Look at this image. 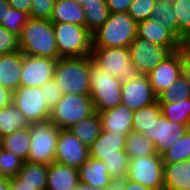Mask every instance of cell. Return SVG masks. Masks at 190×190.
I'll list each match as a JSON object with an SVG mask.
<instances>
[{
	"label": "cell",
	"mask_w": 190,
	"mask_h": 190,
	"mask_svg": "<svg viewBox=\"0 0 190 190\" xmlns=\"http://www.w3.org/2000/svg\"><path fill=\"white\" fill-rule=\"evenodd\" d=\"M19 51L28 56L61 59L50 20L29 18L21 29Z\"/></svg>",
	"instance_id": "1"
},
{
	"label": "cell",
	"mask_w": 190,
	"mask_h": 190,
	"mask_svg": "<svg viewBox=\"0 0 190 190\" xmlns=\"http://www.w3.org/2000/svg\"><path fill=\"white\" fill-rule=\"evenodd\" d=\"M92 57L61 58L57 61L53 79L62 94L90 96V69Z\"/></svg>",
	"instance_id": "2"
},
{
	"label": "cell",
	"mask_w": 190,
	"mask_h": 190,
	"mask_svg": "<svg viewBox=\"0 0 190 190\" xmlns=\"http://www.w3.org/2000/svg\"><path fill=\"white\" fill-rule=\"evenodd\" d=\"M137 37V22L128 13H110L102 27L92 33V47L129 48Z\"/></svg>",
	"instance_id": "3"
},
{
	"label": "cell",
	"mask_w": 190,
	"mask_h": 190,
	"mask_svg": "<svg viewBox=\"0 0 190 190\" xmlns=\"http://www.w3.org/2000/svg\"><path fill=\"white\" fill-rule=\"evenodd\" d=\"M90 97L96 112L106 111L121 104L122 83L107 73L93 60L90 69Z\"/></svg>",
	"instance_id": "4"
},
{
	"label": "cell",
	"mask_w": 190,
	"mask_h": 190,
	"mask_svg": "<svg viewBox=\"0 0 190 190\" xmlns=\"http://www.w3.org/2000/svg\"><path fill=\"white\" fill-rule=\"evenodd\" d=\"M55 41L60 58L90 56L92 33L85 27L73 23H53Z\"/></svg>",
	"instance_id": "5"
},
{
	"label": "cell",
	"mask_w": 190,
	"mask_h": 190,
	"mask_svg": "<svg viewBox=\"0 0 190 190\" xmlns=\"http://www.w3.org/2000/svg\"><path fill=\"white\" fill-rule=\"evenodd\" d=\"M91 57L100 68L116 76L121 83L141 75L132 63L129 48L92 47Z\"/></svg>",
	"instance_id": "6"
},
{
	"label": "cell",
	"mask_w": 190,
	"mask_h": 190,
	"mask_svg": "<svg viewBox=\"0 0 190 190\" xmlns=\"http://www.w3.org/2000/svg\"><path fill=\"white\" fill-rule=\"evenodd\" d=\"M30 151L27 161L49 165L54 162L60 128L49 120L30 123Z\"/></svg>",
	"instance_id": "7"
},
{
	"label": "cell",
	"mask_w": 190,
	"mask_h": 190,
	"mask_svg": "<svg viewBox=\"0 0 190 190\" xmlns=\"http://www.w3.org/2000/svg\"><path fill=\"white\" fill-rule=\"evenodd\" d=\"M94 112V106L89 95L64 94L51 109L49 121L60 129H68Z\"/></svg>",
	"instance_id": "8"
},
{
	"label": "cell",
	"mask_w": 190,
	"mask_h": 190,
	"mask_svg": "<svg viewBox=\"0 0 190 190\" xmlns=\"http://www.w3.org/2000/svg\"><path fill=\"white\" fill-rule=\"evenodd\" d=\"M127 177L133 182L155 190L164 187V163L162 156L154 154L129 160Z\"/></svg>",
	"instance_id": "9"
},
{
	"label": "cell",
	"mask_w": 190,
	"mask_h": 190,
	"mask_svg": "<svg viewBox=\"0 0 190 190\" xmlns=\"http://www.w3.org/2000/svg\"><path fill=\"white\" fill-rule=\"evenodd\" d=\"M13 105L24 114L29 123L50 119L51 109L44 101L43 90L38 87H19L12 92Z\"/></svg>",
	"instance_id": "10"
},
{
	"label": "cell",
	"mask_w": 190,
	"mask_h": 190,
	"mask_svg": "<svg viewBox=\"0 0 190 190\" xmlns=\"http://www.w3.org/2000/svg\"><path fill=\"white\" fill-rule=\"evenodd\" d=\"M130 58L139 73L148 75L160 62L168 58L173 51L148 40L136 37L129 46Z\"/></svg>",
	"instance_id": "11"
},
{
	"label": "cell",
	"mask_w": 190,
	"mask_h": 190,
	"mask_svg": "<svg viewBox=\"0 0 190 190\" xmlns=\"http://www.w3.org/2000/svg\"><path fill=\"white\" fill-rule=\"evenodd\" d=\"M88 158V147L84 146L81 140L67 129H61L57 138L54 161L79 169Z\"/></svg>",
	"instance_id": "12"
},
{
	"label": "cell",
	"mask_w": 190,
	"mask_h": 190,
	"mask_svg": "<svg viewBox=\"0 0 190 190\" xmlns=\"http://www.w3.org/2000/svg\"><path fill=\"white\" fill-rule=\"evenodd\" d=\"M121 89V104L127 106L133 112L157 101V95L151 87L147 75L141 74L129 82L122 83Z\"/></svg>",
	"instance_id": "13"
},
{
	"label": "cell",
	"mask_w": 190,
	"mask_h": 190,
	"mask_svg": "<svg viewBox=\"0 0 190 190\" xmlns=\"http://www.w3.org/2000/svg\"><path fill=\"white\" fill-rule=\"evenodd\" d=\"M58 60L23 54L21 87H38L53 78Z\"/></svg>",
	"instance_id": "14"
},
{
	"label": "cell",
	"mask_w": 190,
	"mask_h": 190,
	"mask_svg": "<svg viewBox=\"0 0 190 190\" xmlns=\"http://www.w3.org/2000/svg\"><path fill=\"white\" fill-rule=\"evenodd\" d=\"M189 128L190 126L168 120L161 115L158 121L151 127L150 136L145 137L154 142L156 153L162 155L177 139L183 136Z\"/></svg>",
	"instance_id": "15"
},
{
	"label": "cell",
	"mask_w": 190,
	"mask_h": 190,
	"mask_svg": "<svg viewBox=\"0 0 190 190\" xmlns=\"http://www.w3.org/2000/svg\"><path fill=\"white\" fill-rule=\"evenodd\" d=\"M182 75L181 55L179 50L160 62L147 76L151 87L158 96L169 88Z\"/></svg>",
	"instance_id": "16"
},
{
	"label": "cell",
	"mask_w": 190,
	"mask_h": 190,
	"mask_svg": "<svg viewBox=\"0 0 190 190\" xmlns=\"http://www.w3.org/2000/svg\"><path fill=\"white\" fill-rule=\"evenodd\" d=\"M137 37L153 42L173 52L179 49V40L162 23L147 19L137 23Z\"/></svg>",
	"instance_id": "17"
},
{
	"label": "cell",
	"mask_w": 190,
	"mask_h": 190,
	"mask_svg": "<svg viewBox=\"0 0 190 190\" xmlns=\"http://www.w3.org/2000/svg\"><path fill=\"white\" fill-rule=\"evenodd\" d=\"M23 53L16 51L0 56V86L14 92L21 87Z\"/></svg>",
	"instance_id": "18"
},
{
	"label": "cell",
	"mask_w": 190,
	"mask_h": 190,
	"mask_svg": "<svg viewBox=\"0 0 190 190\" xmlns=\"http://www.w3.org/2000/svg\"><path fill=\"white\" fill-rule=\"evenodd\" d=\"M102 130L116 134H129L132 128L134 112L125 105H118L106 111L98 112Z\"/></svg>",
	"instance_id": "19"
},
{
	"label": "cell",
	"mask_w": 190,
	"mask_h": 190,
	"mask_svg": "<svg viewBox=\"0 0 190 190\" xmlns=\"http://www.w3.org/2000/svg\"><path fill=\"white\" fill-rule=\"evenodd\" d=\"M127 135L101 130L100 135L88 148L89 157L102 160L103 157L119 155V150H125Z\"/></svg>",
	"instance_id": "20"
},
{
	"label": "cell",
	"mask_w": 190,
	"mask_h": 190,
	"mask_svg": "<svg viewBox=\"0 0 190 190\" xmlns=\"http://www.w3.org/2000/svg\"><path fill=\"white\" fill-rule=\"evenodd\" d=\"M78 183V169L55 161L48 165L46 190H69Z\"/></svg>",
	"instance_id": "21"
},
{
	"label": "cell",
	"mask_w": 190,
	"mask_h": 190,
	"mask_svg": "<svg viewBox=\"0 0 190 190\" xmlns=\"http://www.w3.org/2000/svg\"><path fill=\"white\" fill-rule=\"evenodd\" d=\"M164 187L170 190H190V159L164 163Z\"/></svg>",
	"instance_id": "22"
},
{
	"label": "cell",
	"mask_w": 190,
	"mask_h": 190,
	"mask_svg": "<svg viewBox=\"0 0 190 190\" xmlns=\"http://www.w3.org/2000/svg\"><path fill=\"white\" fill-rule=\"evenodd\" d=\"M79 170V182L89 186L107 188L111 179L108 169L102 160L89 157Z\"/></svg>",
	"instance_id": "23"
},
{
	"label": "cell",
	"mask_w": 190,
	"mask_h": 190,
	"mask_svg": "<svg viewBox=\"0 0 190 190\" xmlns=\"http://www.w3.org/2000/svg\"><path fill=\"white\" fill-rule=\"evenodd\" d=\"M52 23H73L85 26L83 6L74 0H56L50 18Z\"/></svg>",
	"instance_id": "24"
},
{
	"label": "cell",
	"mask_w": 190,
	"mask_h": 190,
	"mask_svg": "<svg viewBox=\"0 0 190 190\" xmlns=\"http://www.w3.org/2000/svg\"><path fill=\"white\" fill-rule=\"evenodd\" d=\"M47 165L23 161L18 174V186L33 187L35 190H46Z\"/></svg>",
	"instance_id": "25"
},
{
	"label": "cell",
	"mask_w": 190,
	"mask_h": 190,
	"mask_svg": "<svg viewBox=\"0 0 190 190\" xmlns=\"http://www.w3.org/2000/svg\"><path fill=\"white\" fill-rule=\"evenodd\" d=\"M67 130L77 136L83 145L89 148L100 135L102 130L101 118L98 112L95 111L92 115L73 124Z\"/></svg>",
	"instance_id": "26"
},
{
	"label": "cell",
	"mask_w": 190,
	"mask_h": 190,
	"mask_svg": "<svg viewBox=\"0 0 190 190\" xmlns=\"http://www.w3.org/2000/svg\"><path fill=\"white\" fill-rule=\"evenodd\" d=\"M161 115V105L158 101L138 109L134 112L131 131L150 136L151 127Z\"/></svg>",
	"instance_id": "27"
},
{
	"label": "cell",
	"mask_w": 190,
	"mask_h": 190,
	"mask_svg": "<svg viewBox=\"0 0 190 190\" xmlns=\"http://www.w3.org/2000/svg\"><path fill=\"white\" fill-rule=\"evenodd\" d=\"M30 127L17 129L10 135L2 137L1 149L10 151L27 161L30 151Z\"/></svg>",
	"instance_id": "28"
},
{
	"label": "cell",
	"mask_w": 190,
	"mask_h": 190,
	"mask_svg": "<svg viewBox=\"0 0 190 190\" xmlns=\"http://www.w3.org/2000/svg\"><path fill=\"white\" fill-rule=\"evenodd\" d=\"M30 123L14 105L0 109V135L1 137L10 135L17 129L29 127Z\"/></svg>",
	"instance_id": "29"
},
{
	"label": "cell",
	"mask_w": 190,
	"mask_h": 190,
	"mask_svg": "<svg viewBox=\"0 0 190 190\" xmlns=\"http://www.w3.org/2000/svg\"><path fill=\"white\" fill-rule=\"evenodd\" d=\"M82 6L85 13V27L91 33L102 27L108 20L110 12L105 0L86 2Z\"/></svg>",
	"instance_id": "30"
},
{
	"label": "cell",
	"mask_w": 190,
	"mask_h": 190,
	"mask_svg": "<svg viewBox=\"0 0 190 190\" xmlns=\"http://www.w3.org/2000/svg\"><path fill=\"white\" fill-rule=\"evenodd\" d=\"M149 19L162 23L178 40L180 39L182 32L179 30L178 19L174 14L171 2L157 1Z\"/></svg>",
	"instance_id": "31"
},
{
	"label": "cell",
	"mask_w": 190,
	"mask_h": 190,
	"mask_svg": "<svg viewBox=\"0 0 190 190\" xmlns=\"http://www.w3.org/2000/svg\"><path fill=\"white\" fill-rule=\"evenodd\" d=\"M128 159L156 154L154 142L147 139L143 133L131 131L126 136L125 150Z\"/></svg>",
	"instance_id": "32"
},
{
	"label": "cell",
	"mask_w": 190,
	"mask_h": 190,
	"mask_svg": "<svg viewBox=\"0 0 190 190\" xmlns=\"http://www.w3.org/2000/svg\"><path fill=\"white\" fill-rule=\"evenodd\" d=\"M162 115L171 121L190 126V98L179 103H159Z\"/></svg>",
	"instance_id": "33"
},
{
	"label": "cell",
	"mask_w": 190,
	"mask_h": 190,
	"mask_svg": "<svg viewBox=\"0 0 190 190\" xmlns=\"http://www.w3.org/2000/svg\"><path fill=\"white\" fill-rule=\"evenodd\" d=\"M190 98V84L181 75L168 89L157 96L158 103H179L181 100Z\"/></svg>",
	"instance_id": "34"
},
{
	"label": "cell",
	"mask_w": 190,
	"mask_h": 190,
	"mask_svg": "<svg viewBox=\"0 0 190 190\" xmlns=\"http://www.w3.org/2000/svg\"><path fill=\"white\" fill-rule=\"evenodd\" d=\"M161 156L163 163H175L190 159V128Z\"/></svg>",
	"instance_id": "35"
},
{
	"label": "cell",
	"mask_w": 190,
	"mask_h": 190,
	"mask_svg": "<svg viewBox=\"0 0 190 190\" xmlns=\"http://www.w3.org/2000/svg\"><path fill=\"white\" fill-rule=\"evenodd\" d=\"M29 18L30 17L27 13L18 11L13 7H9L0 25L19 36L21 29L27 23Z\"/></svg>",
	"instance_id": "36"
},
{
	"label": "cell",
	"mask_w": 190,
	"mask_h": 190,
	"mask_svg": "<svg viewBox=\"0 0 190 190\" xmlns=\"http://www.w3.org/2000/svg\"><path fill=\"white\" fill-rule=\"evenodd\" d=\"M104 165L108 169V174L112 176L127 175L129 168V159L124 150H119V155L103 157Z\"/></svg>",
	"instance_id": "37"
},
{
	"label": "cell",
	"mask_w": 190,
	"mask_h": 190,
	"mask_svg": "<svg viewBox=\"0 0 190 190\" xmlns=\"http://www.w3.org/2000/svg\"><path fill=\"white\" fill-rule=\"evenodd\" d=\"M22 164L23 160L19 156L0 148V169L5 178L15 177Z\"/></svg>",
	"instance_id": "38"
},
{
	"label": "cell",
	"mask_w": 190,
	"mask_h": 190,
	"mask_svg": "<svg viewBox=\"0 0 190 190\" xmlns=\"http://www.w3.org/2000/svg\"><path fill=\"white\" fill-rule=\"evenodd\" d=\"M157 0H132L128 15L137 23L149 19V15Z\"/></svg>",
	"instance_id": "39"
},
{
	"label": "cell",
	"mask_w": 190,
	"mask_h": 190,
	"mask_svg": "<svg viewBox=\"0 0 190 190\" xmlns=\"http://www.w3.org/2000/svg\"><path fill=\"white\" fill-rule=\"evenodd\" d=\"M171 4L178 19L179 30L183 32L190 26V0H174Z\"/></svg>",
	"instance_id": "40"
},
{
	"label": "cell",
	"mask_w": 190,
	"mask_h": 190,
	"mask_svg": "<svg viewBox=\"0 0 190 190\" xmlns=\"http://www.w3.org/2000/svg\"><path fill=\"white\" fill-rule=\"evenodd\" d=\"M56 0H32L30 18L50 20Z\"/></svg>",
	"instance_id": "41"
},
{
	"label": "cell",
	"mask_w": 190,
	"mask_h": 190,
	"mask_svg": "<svg viewBox=\"0 0 190 190\" xmlns=\"http://www.w3.org/2000/svg\"><path fill=\"white\" fill-rule=\"evenodd\" d=\"M19 51V37L0 25V56Z\"/></svg>",
	"instance_id": "42"
},
{
	"label": "cell",
	"mask_w": 190,
	"mask_h": 190,
	"mask_svg": "<svg viewBox=\"0 0 190 190\" xmlns=\"http://www.w3.org/2000/svg\"><path fill=\"white\" fill-rule=\"evenodd\" d=\"M40 90H43L44 101H46L50 109L60 101L63 95L53 78L42 85Z\"/></svg>",
	"instance_id": "43"
},
{
	"label": "cell",
	"mask_w": 190,
	"mask_h": 190,
	"mask_svg": "<svg viewBox=\"0 0 190 190\" xmlns=\"http://www.w3.org/2000/svg\"><path fill=\"white\" fill-rule=\"evenodd\" d=\"M110 13H127L132 0H105Z\"/></svg>",
	"instance_id": "44"
},
{
	"label": "cell",
	"mask_w": 190,
	"mask_h": 190,
	"mask_svg": "<svg viewBox=\"0 0 190 190\" xmlns=\"http://www.w3.org/2000/svg\"><path fill=\"white\" fill-rule=\"evenodd\" d=\"M178 50L181 55L182 76L190 84V48Z\"/></svg>",
	"instance_id": "45"
},
{
	"label": "cell",
	"mask_w": 190,
	"mask_h": 190,
	"mask_svg": "<svg viewBox=\"0 0 190 190\" xmlns=\"http://www.w3.org/2000/svg\"><path fill=\"white\" fill-rule=\"evenodd\" d=\"M127 175L112 176L107 187L108 190H125L128 182Z\"/></svg>",
	"instance_id": "46"
},
{
	"label": "cell",
	"mask_w": 190,
	"mask_h": 190,
	"mask_svg": "<svg viewBox=\"0 0 190 190\" xmlns=\"http://www.w3.org/2000/svg\"><path fill=\"white\" fill-rule=\"evenodd\" d=\"M10 7L17 9L18 11L25 12L30 17V9L32 0H7Z\"/></svg>",
	"instance_id": "47"
},
{
	"label": "cell",
	"mask_w": 190,
	"mask_h": 190,
	"mask_svg": "<svg viewBox=\"0 0 190 190\" xmlns=\"http://www.w3.org/2000/svg\"><path fill=\"white\" fill-rule=\"evenodd\" d=\"M12 103V92L0 86V109Z\"/></svg>",
	"instance_id": "48"
},
{
	"label": "cell",
	"mask_w": 190,
	"mask_h": 190,
	"mask_svg": "<svg viewBox=\"0 0 190 190\" xmlns=\"http://www.w3.org/2000/svg\"><path fill=\"white\" fill-rule=\"evenodd\" d=\"M190 48V26L187 27L179 39V49Z\"/></svg>",
	"instance_id": "49"
},
{
	"label": "cell",
	"mask_w": 190,
	"mask_h": 190,
	"mask_svg": "<svg viewBox=\"0 0 190 190\" xmlns=\"http://www.w3.org/2000/svg\"><path fill=\"white\" fill-rule=\"evenodd\" d=\"M9 185H10V190H35V188L33 187L18 186L17 176L9 178Z\"/></svg>",
	"instance_id": "50"
},
{
	"label": "cell",
	"mask_w": 190,
	"mask_h": 190,
	"mask_svg": "<svg viewBox=\"0 0 190 190\" xmlns=\"http://www.w3.org/2000/svg\"><path fill=\"white\" fill-rule=\"evenodd\" d=\"M125 190H152V189L144 186L143 184L128 180Z\"/></svg>",
	"instance_id": "51"
},
{
	"label": "cell",
	"mask_w": 190,
	"mask_h": 190,
	"mask_svg": "<svg viewBox=\"0 0 190 190\" xmlns=\"http://www.w3.org/2000/svg\"><path fill=\"white\" fill-rule=\"evenodd\" d=\"M9 4L7 0H0V23L6 14V11L9 9Z\"/></svg>",
	"instance_id": "52"
},
{
	"label": "cell",
	"mask_w": 190,
	"mask_h": 190,
	"mask_svg": "<svg viewBox=\"0 0 190 190\" xmlns=\"http://www.w3.org/2000/svg\"><path fill=\"white\" fill-rule=\"evenodd\" d=\"M0 190H10L9 178L0 181Z\"/></svg>",
	"instance_id": "53"
},
{
	"label": "cell",
	"mask_w": 190,
	"mask_h": 190,
	"mask_svg": "<svg viewBox=\"0 0 190 190\" xmlns=\"http://www.w3.org/2000/svg\"><path fill=\"white\" fill-rule=\"evenodd\" d=\"M69 190H89V185L79 182L75 187Z\"/></svg>",
	"instance_id": "54"
},
{
	"label": "cell",
	"mask_w": 190,
	"mask_h": 190,
	"mask_svg": "<svg viewBox=\"0 0 190 190\" xmlns=\"http://www.w3.org/2000/svg\"><path fill=\"white\" fill-rule=\"evenodd\" d=\"M89 190H108L107 188H101V187H97V186H89Z\"/></svg>",
	"instance_id": "55"
},
{
	"label": "cell",
	"mask_w": 190,
	"mask_h": 190,
	"mask_svg": "<svg viewBox=\"0 0 190 190\" xmlns=\"http://www.w3.org/2000/svg\"><path fill=\"white\" fill-rule=\"evenodd\" d=\"M74 1L78 2L80 5H83L86 2L97 1V0H74Z\"/></svg>",
	"instance_id": "56"
},
{
	"label": "cell",
	"mask_w": 190,
	"mask_h": 190,
	"mask_svg": "<svg viewBox=\"0 0 190 190\" xmlns=\"http://www.w3.org/2000/svg\"><path fill=\"white\" fill-rule=\"evenodd\" d=\"M5 179V177L3 176L2 172H1V169H0V181Z\"/></svg>",
	"instance_id": "57"
},
{
	"label": "cell",
	"mask_w": 190,
	"mask_h": 190,
	"mask_svg": "<svg viewBox=\"0 0 190 190\" xmlns=\"http://www.w3.org/2000/svg\"><path fill=\"white\" fill-rule=\"evenodd\" d=\"M157 1H161V2H173L174 0H157Z\"/></svg>",
	"instance_id": "58"
},
{
	"label": "cell",
	"mask_w": 190,
	"mask_h": 190,
	"mask_svg": "<svg viewBox=\"0 0 190 190\" xmlns=\"http://www.w3.org/2000/svg\"><path fill=\"white\" fill-rule=\"evenodd\" d=\"M155 190H170V189H168V188H166V187H162V188L155 189Z\"/></svg>",
	"instance_id": "59"
}]
</instances>
